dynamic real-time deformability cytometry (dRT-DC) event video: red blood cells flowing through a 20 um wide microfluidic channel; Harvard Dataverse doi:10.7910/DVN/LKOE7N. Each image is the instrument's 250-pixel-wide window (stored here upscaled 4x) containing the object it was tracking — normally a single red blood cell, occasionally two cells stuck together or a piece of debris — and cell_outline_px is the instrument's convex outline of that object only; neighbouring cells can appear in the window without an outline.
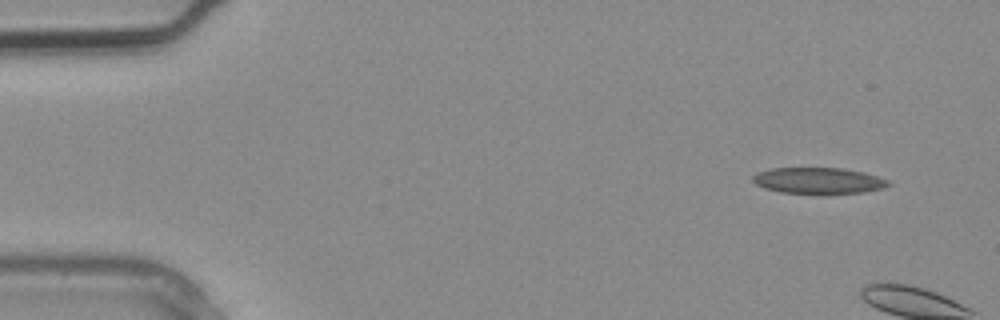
{"species": "common noctule bat (a hibernating species)", "species_latin": "Nyctalus noctula", "temperature_condition": "warm", "stored_images_in_passage": 4, "camera_frame_rate_fps": 3000, "um_per_image_px": 0.085, "animal": {"sex": "male", "body_mass_g": 20.4}, "frame": {"image": 1, "passage_image": 1, "time_ms": 0.0, "image_size_px": [1000, 320], "cell_outline_px": [[892, 184], [884, 188], [864, 192], [780, 192], [764, 188], [756, 184], [752, 180], [752, 176], [756, 172], [768, 168], [840, 168], [864, 172], [888, 180]], "centroid_in_image_um": [69.54, 15.33], "position_along_channel_um": 15.5, "area_um2": 20.29}}